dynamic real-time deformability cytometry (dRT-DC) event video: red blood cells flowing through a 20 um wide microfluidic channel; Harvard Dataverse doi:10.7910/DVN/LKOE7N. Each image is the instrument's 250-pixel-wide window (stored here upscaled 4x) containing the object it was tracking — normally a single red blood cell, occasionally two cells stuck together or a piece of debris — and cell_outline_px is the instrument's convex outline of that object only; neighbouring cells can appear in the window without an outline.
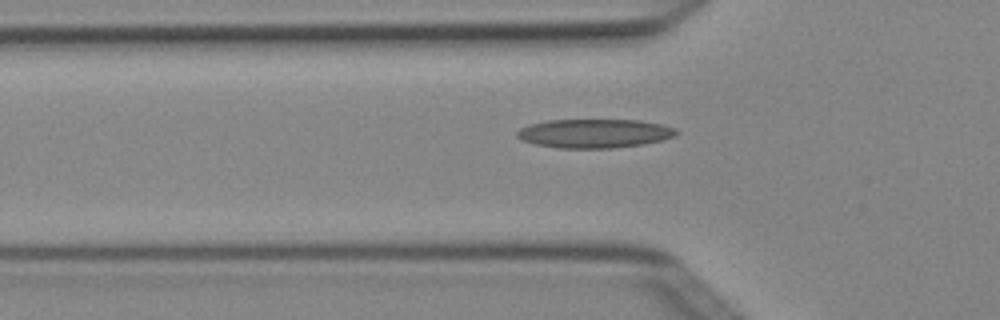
{"species": "Egyptian fruit bat (a non-hibernating species)", "species_latin": "Rousettus aegyptiacus", "temperature_condition": "cold", "stored_images_in_passage": 6, "camera_frame_rate_fps": 3000, "um_per_image_px": 0.085, "animal": {"sex": "female"}, "frame": {"image": 1, "passage_image": 6, "time_ms": 1.667, "image_size_px": [1000, 320], "cell_outline_px": [[680, 132], [676, 136], [644, 144], [612, 148], [560, 148], [536, 144], [520, 140], [516, 136], [516, 132], [520, 128], [528, 124], [548, 120], [640, 120], [664, 124], [676, 128]], "centroid_in_image_um": [50.54, 11.33], "position_along_channel_um": 75.3, "area_um2": 27.05}}